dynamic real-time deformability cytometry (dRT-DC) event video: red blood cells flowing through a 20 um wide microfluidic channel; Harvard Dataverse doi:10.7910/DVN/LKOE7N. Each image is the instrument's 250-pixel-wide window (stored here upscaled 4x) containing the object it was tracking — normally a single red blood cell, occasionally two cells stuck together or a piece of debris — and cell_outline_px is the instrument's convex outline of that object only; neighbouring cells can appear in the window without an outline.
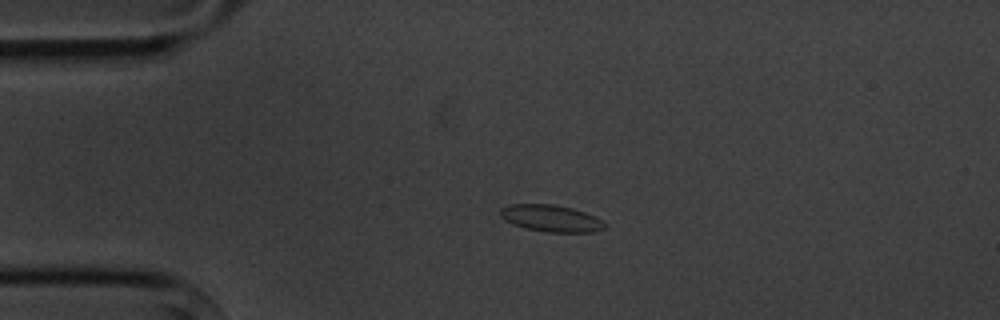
{"species": "common noctule bat (a hibernating species)", "species_latin": "Nyctalus noctula", "temperature_condition": "cold", "stored_images_in_passage": 3, "camera_frame_rate_fps": 3000, "um_per_image_px": 0.085, "animal": {"sex": "male", "body_mass_g": 20.1, "forearm_length_mm": 53.5}, "frame": {"image": 1, "passage_image": 3, "time_ms": 2.333, "image_size_px": [1000, 320], "cell_outline_px": [[608, 224], [604, 228], [592, 232], [548, 232], [528, 228], [512, 224], [504, 220], [500, 216], [500, 208], [508, 204], [552, 204], [572, 208], [596, 216]], "centroid_in_image_um": [46.84, 18.55], "position_along_channel_um": 38.2, "area_um2": 16.36}}